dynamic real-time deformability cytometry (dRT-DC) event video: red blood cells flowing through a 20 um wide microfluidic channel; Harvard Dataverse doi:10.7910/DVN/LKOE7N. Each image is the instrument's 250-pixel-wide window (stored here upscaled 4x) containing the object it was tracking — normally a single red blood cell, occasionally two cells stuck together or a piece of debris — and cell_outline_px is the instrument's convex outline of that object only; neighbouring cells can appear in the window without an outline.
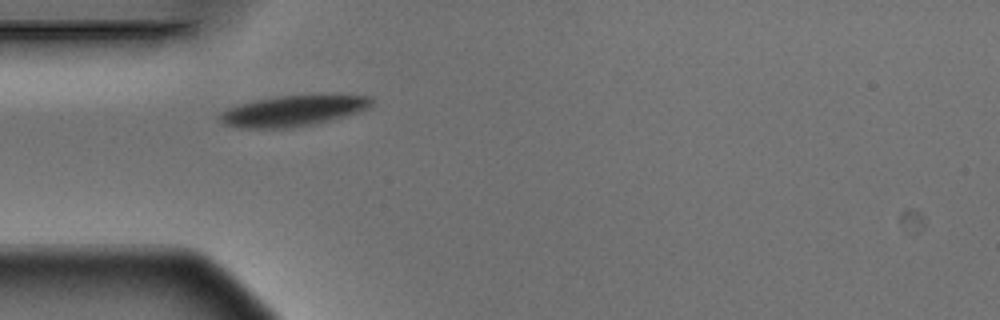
{"species": "Egyptian fruit bat (a non-hibernating species)", "species_latin": "Rousettus aegyptiacus", "temperature_condition": "warm", "stored_images_in_passage": 3, "camera_frame_rate_fps": 3000, "um_per_image_px": 0.085, "animal": {"sex": "male"}, "frame": {"image": 1, "passage_image": 1, "time_ms": 0.0, "image_size_px": [1000, 320], "cell_outline_px": [[372, 104], [368, 108], [360, 112], [312, 124], [292, 128], [240, 128], [224, 124], [220, 120], [220, 112], [228, 108], [240, 104], [256, 100], [280, 96], [372, 96]], "centroid_in_image_um": [24.87, 9.44], "position_along_channel_um": 60.1, "area_um2": 26.59}}
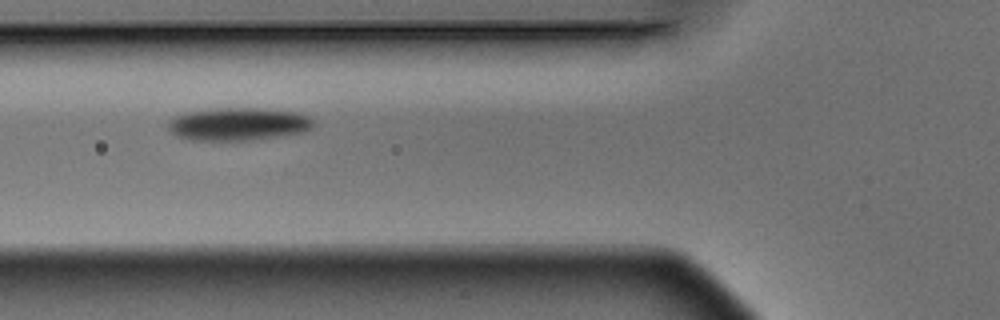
{"frame": {"image": 2, "passage_image": 2, "time_ms": 0.333, "image_size_px": [1000, 320], "cell_outline_px": [[316, 124], [308, 132], [252, 140], [192, 140], [180, 136], [172, 132], [168, 124], [176, 116], [188, 112], [224, 108], [260, 108], [296, 112], [308, 116]], "centroid_in_image_um": [20.36, 10.55], "position_along_channel_um": 105.4, "area_um2": 27.57}}
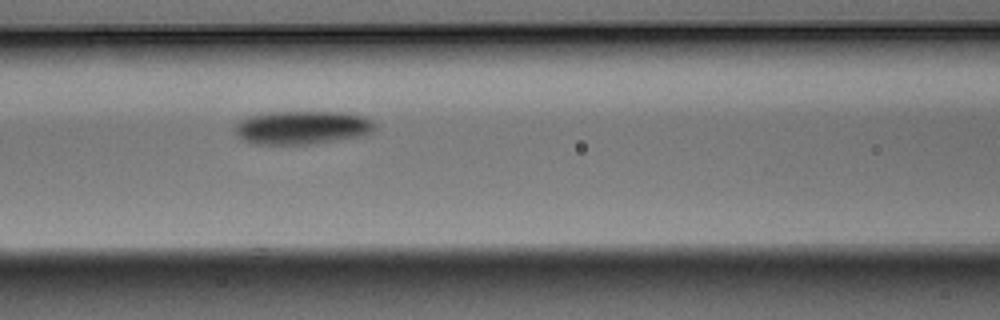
{"frame": {"image": 3, "passage_image": 3, "time_ms": 0.667, "image_size_px": [1000, 320], "cell_outline_px": [[376, 128], [372, 132], [356, 136], [308, 144], [252, 144], [240, 140], [236, 132], [236, 124], [240, 120], [252, 116], [272, 112], [344, 112], [364, 116], [372, 120], [376, 124]], "centroid_in_image_um": [25.67, 10.84], "position_along_channel_um": 140.9, "area_um2": 26.99}}